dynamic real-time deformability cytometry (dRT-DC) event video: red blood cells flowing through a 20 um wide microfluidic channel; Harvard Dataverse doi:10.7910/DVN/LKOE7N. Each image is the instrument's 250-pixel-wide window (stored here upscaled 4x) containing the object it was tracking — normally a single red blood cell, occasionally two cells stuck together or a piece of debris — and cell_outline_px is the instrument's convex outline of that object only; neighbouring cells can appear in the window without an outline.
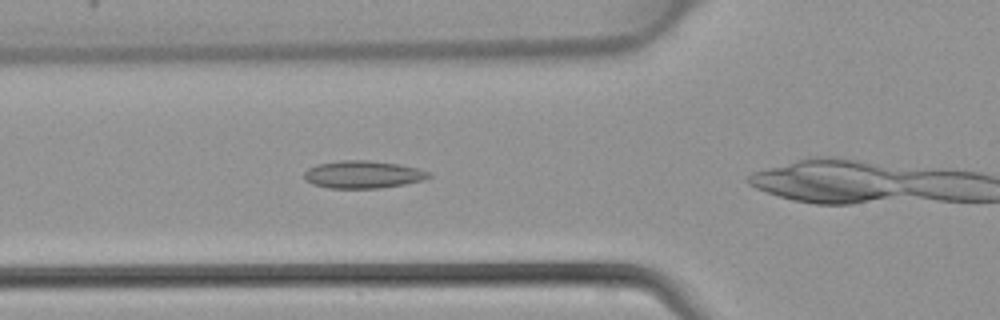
{"species": "common noctule bat (a hibernating species)", "species_latin": "Nyctalus noctula", "temperature_condition": "warm", "stored_images_in_passage": 5, "camera_frame_rate_fps": 3000, "um_per_image_px": 0.085, "animal": {"sex": "female", "body_mass_g": 22.7, "forearm_length_mm": 54.2}, "frame": {"image": 1, "passage_image": 4, "time_ms": 1.0, "image_size_px": [1000, 320], "cell_outline_px": [[432, 176], [424, 180], [404, 184], [380, 188], [328, 188], [312, 184], [304, 180], [304, 172], [308, 168], [316, 164], [340, 160], [368, 160], [400, 164], [420, 168], [432, 172]], "centroid_in_image_um": [30.87, 14.82], "position_along_channel_um": 94.9, "area_um2": 20.35}}